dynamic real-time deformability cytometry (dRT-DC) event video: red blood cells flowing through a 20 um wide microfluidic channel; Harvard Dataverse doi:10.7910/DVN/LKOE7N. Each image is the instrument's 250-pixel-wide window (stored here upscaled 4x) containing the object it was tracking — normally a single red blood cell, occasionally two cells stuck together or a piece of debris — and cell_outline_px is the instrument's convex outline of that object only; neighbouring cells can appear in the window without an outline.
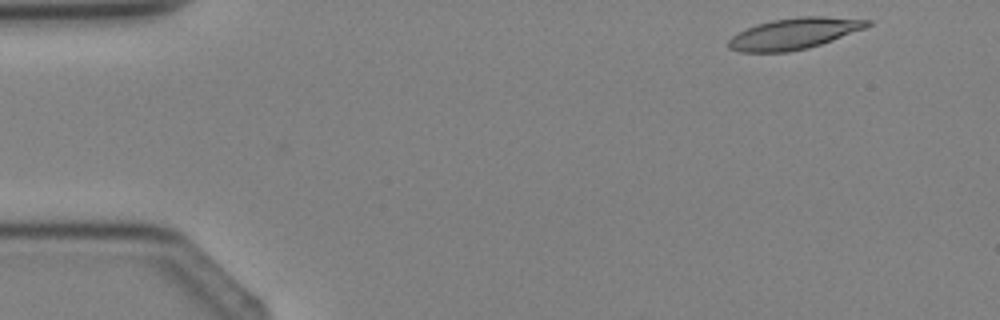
{"species": "Egyptian fruit bat (a non-hibernating species)", "species_latin": "Rousettus aegyptiacus", "temperature_condition": "cold", "stored_images_in_passage": 3, "camera_frame_rate_fps": 3000, "um_per_image_px": 0.085, "animal": {"sex": "female"}, "frame": {"image": 1, "passage_image": 1, "time_ms": 0.0, "image_size_px": [1000, 320], "cell_outline_px": [[872, 24], [864, 28], [832, 40], [808, 48], [788, 52], [740, 52], [728, 48], [728, 40], [732, 36], [756, 24], [772, 20], [804, 16], [824, 16], [872, 20]], "centroid_in_image_um": [67.49, 2.85], "position_along_channel_um": 17.5, "area_um2": 25.03}}
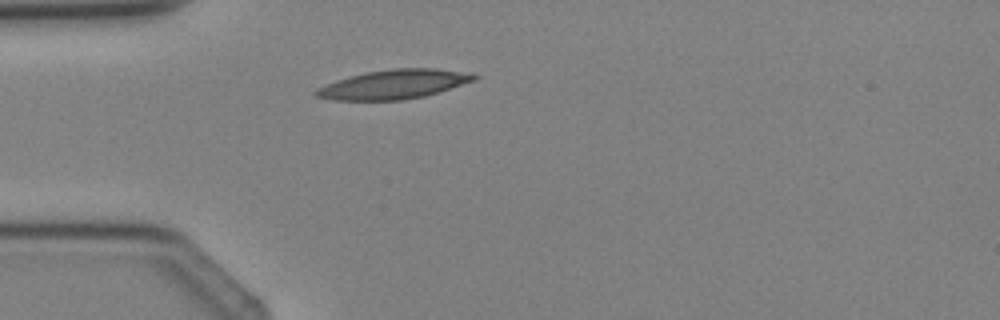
{"frame": {"image": 2, "passage_image": 3, "time_ms": 2.333, "image_size_px": [1000, 320], "cell_outline_px": [[480, 76], [476, 80], [424, 96], [404, 100], [332, 100], [316, 96], [312, 92], [316, 88], [336, 80], [368, 72], [396, 68], [436, 68]], "centroid_in_image_um": [33.42, 7.18], "position_along_channel_um": 51.6, "area_um2": 26.53}}